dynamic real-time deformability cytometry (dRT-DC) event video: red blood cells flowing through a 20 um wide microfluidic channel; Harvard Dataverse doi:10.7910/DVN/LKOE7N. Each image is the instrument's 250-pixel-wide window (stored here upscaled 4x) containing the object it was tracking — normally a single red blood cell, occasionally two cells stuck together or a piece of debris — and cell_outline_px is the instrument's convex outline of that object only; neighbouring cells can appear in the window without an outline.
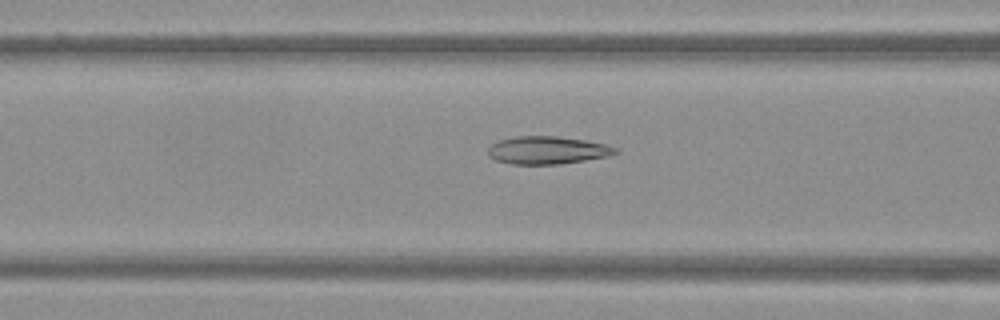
{"species": "Egyptian fruit bat (a non-hibernating species)", "species_latin": "Rousettus aegyptiacus", "temperature_condition": "warm", "stored_images_in_passage": 38, "camera_frame_rate_fps": 3000, "um_per_image_px": 0.085, "frame": {"image": 1, "passage_image": 8, "time_ms": 2.333, "image_size_px": [1000, 320], "cell_outline_px": [[620, 152], [608, 156], [560, 164], [512, 164], [496, 160], [488, 156], [488, 148], [492, 144], [500, 140], [516, 136], [556, 136], [584, 140], [604, 144], [620, 148]], "centroid_in_image_um": [46.54, 12.77], "position_along_channel_um": 120.1, "area_um2": 20.58}}
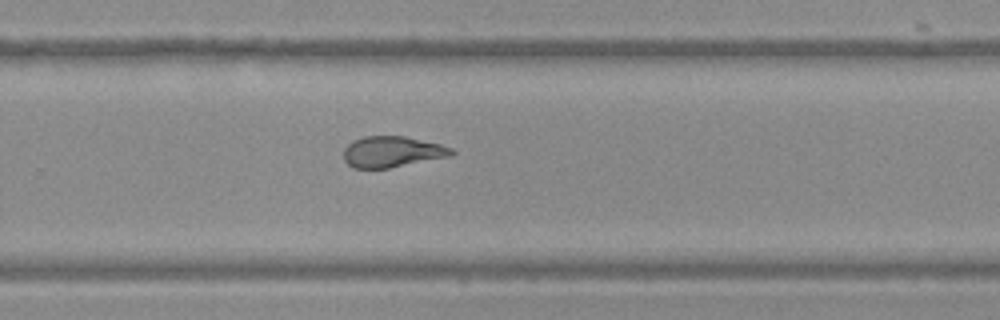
{"frame": {"image": 2, "passage_image": 21, "time_ms": 6.667, "image_size_px": [1000, 320], "cell_outline_px": [[456, 152], [452, 156], [388, 168], [352, 168], [344, 160], [344, 148], [352, 140], [364, 136], [404, 136], [440, 144], [452, 148]], "centroid_in_image_um": [33.33, 12.9], "position_along_channel_um": 296.5, "area_um2": 19.54}}
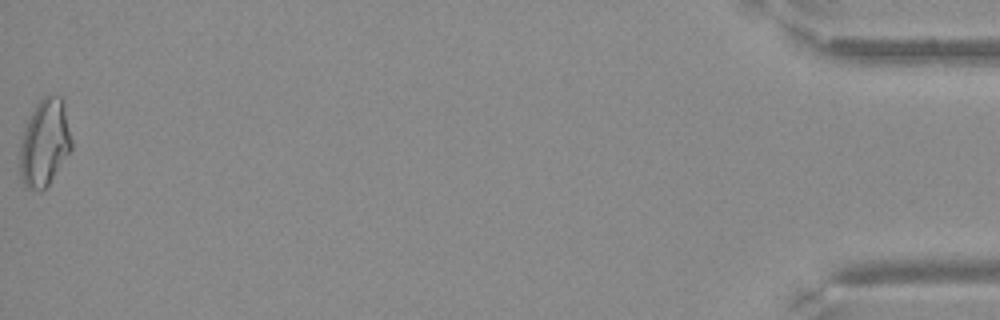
{"frame": {"image": 3, "passage_image": 38, "time_ms": 12.333, "image_size_px": [1000, 320], "cell_outline_px": [[72, 148], [48, 184], [40, 192], [28, 188], [24, 184], [20, 176], [20, 148], [24, 128], [36, 104], [44, 96], [60, 96], [64, 100], [72, 140]], "centroid_in_image_um": [3.8, 12.13], "position_along_channel_um": 431.4, "area_um2": 26.01}}